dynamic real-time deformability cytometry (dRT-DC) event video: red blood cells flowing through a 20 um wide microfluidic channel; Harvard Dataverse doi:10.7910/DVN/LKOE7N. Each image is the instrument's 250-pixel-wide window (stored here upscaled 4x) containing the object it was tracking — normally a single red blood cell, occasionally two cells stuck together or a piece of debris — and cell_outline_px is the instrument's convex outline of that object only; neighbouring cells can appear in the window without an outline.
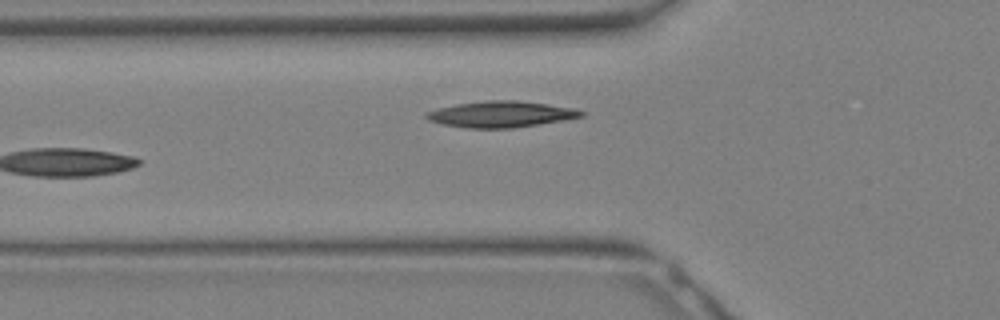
{"species": "Egyptian fruit bat (a non-hibernating species)", "species_latin": "Rousettus aegyptiacus", "temperature_condition": "warm", "stored_images_in_passage": 21, "camera_frame_rate_fps": 3000, "um_per_image_px": 0.085, "animal": {"sex": "female"}, "frame": {"image": 1, "passage_image": 2, "time_ms": 0.333, "image_size_px": [1000, 320], "cell_outline_px": [[584, 116], [564, 120], [516, 128], [464, 128], [440, 124], [428, 120], [424, 116], [428, 112], [440, 108], [456, 104], [488, 100], [516, 100], [576, 108], [584, 112]], "centroid_in_image_um": [42.59, 9.72], "position_along_channel_um": 83.2, "area_um2": 23.64}}
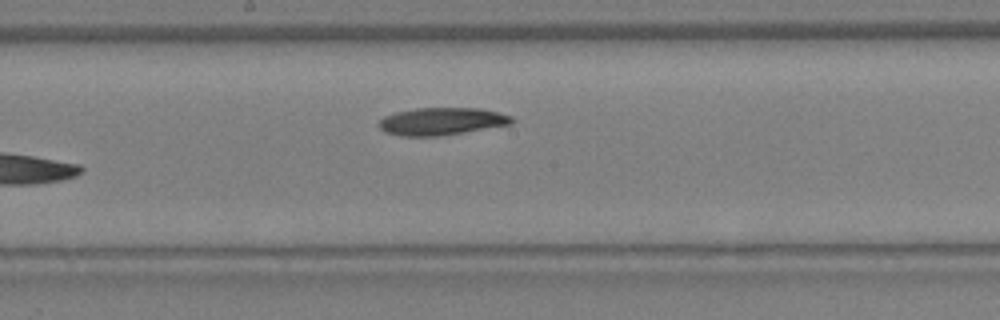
{"frame": {"image": 2, "passage_image": 8, "time_ms": 2.333, "image_size_px": [1000, 320], "cell_outline_px": [[516, 120], [512, 124], [440, 136], [400, 136], [384, 132], [380, 128], [380, 120], [384, 116], [396, 112], [416, 108], [480, 108], [512, 116]], "centroid_in_image_um": [37.55, 10.31], "position_along_channel_um": 210.6, "area_um2": 21.27}}
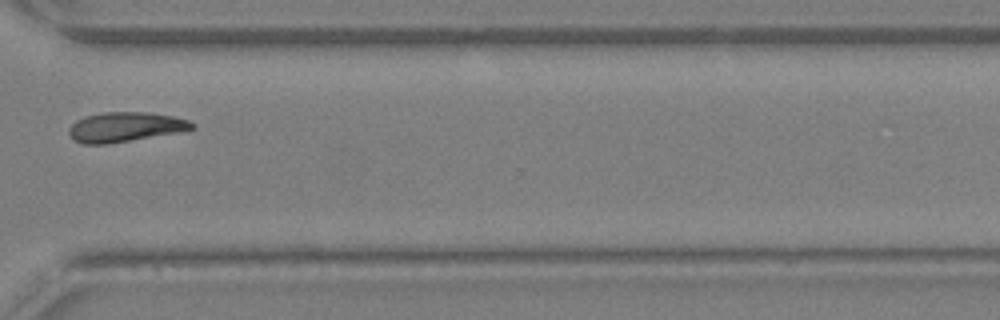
{"frame": {"image": 3, "passage_image": 15, "time_ms": 4.667, "image_size_px": [1000, 320], "cell_outline_px": [[196, 128], [176, 132], [108, 144], [84, 144], [72, 140], [68, 132], [68, 128], [76, 120], [84, 116], [104, 112], [148, 112], [176, 116], [188, 120], [196, 124]], "centroid_in_image_um": [10.62, 10.78], "position_along_channel_um": 360.0, "area_um2": 21.39}}